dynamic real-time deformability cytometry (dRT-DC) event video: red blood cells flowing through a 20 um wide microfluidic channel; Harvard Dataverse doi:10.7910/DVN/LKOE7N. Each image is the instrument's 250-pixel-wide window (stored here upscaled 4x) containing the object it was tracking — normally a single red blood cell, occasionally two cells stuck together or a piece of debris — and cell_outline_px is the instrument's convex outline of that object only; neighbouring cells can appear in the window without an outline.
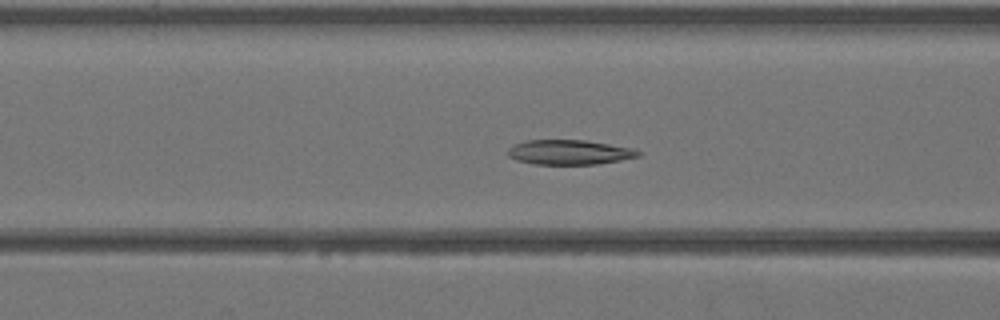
{"species": "Egyptian fruit bat (a non-hibernating species)", "species_latin": "Rousettus aegyptiacus", "temperature_condition": "warm", "stored_images_in_passage": 44, "camera_frame_rate_fps": 3000, "um_per_image_px": 0.085, "animal": {"sex": "female"}, "frame": {"image": 1, "passage_image": 17, "time_ms": 5.333, "image_size_px": [1000, 320], "cell_outline_px": [[640, 156], [620, 160], [596, 164], [532, 164], [516, 160], [508, 156], [508, 148], [524, 140], [584, 140], [632, 148], [640, 152]], "centroid_in_image_um": [48.36, 12.94], "position_along_channel_um": 118.2, "area_um2": 18.67}}
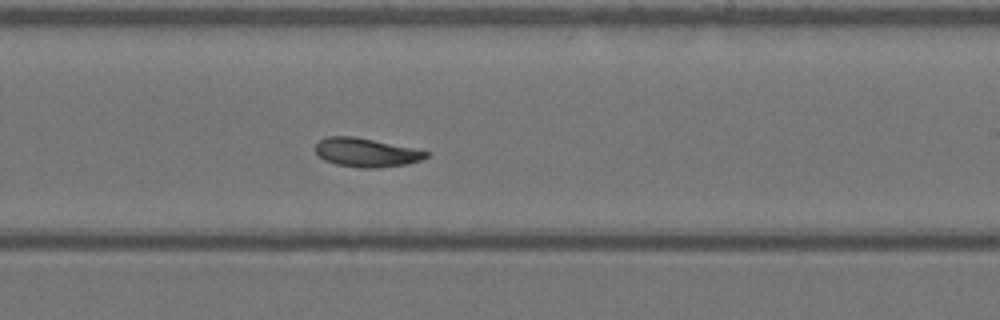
{"frame": {"image": 2, "passage_image": 26, "time_ms": 8.333, "image_size_px": [1000, 320], "cell_outline_px": [[428, 156], [420, 160], [408, 164], [380, 168], [360, 168], [336, 164], [324, 160], [316, 152], [316, 144], [320, 140], [328, 136], [352, 136], [412, 148], [428, 152]], "centroid_in_image_um": [31.11, 12.98], "position_along_channel_um": 257.9, "area_um2": 18.32}}
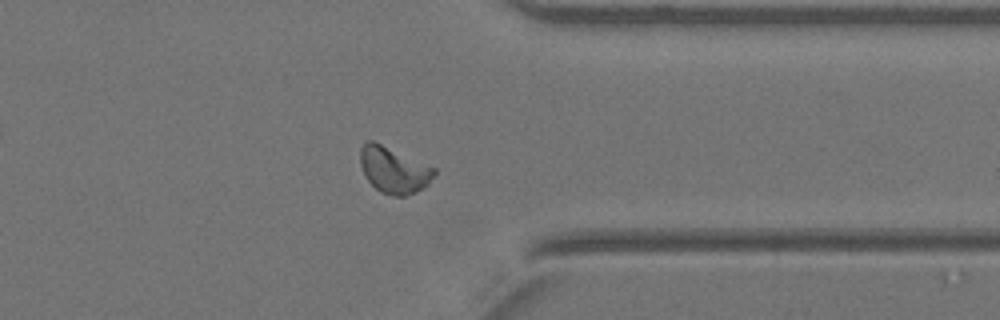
{"frame": {"image": 3, "passage_image": 34, "time_ms": 11.0, "image_size_px": [1000, 320], "cell_outline_px": [[436, 172], [428, 184], [416, 192], [404, 196], [392, 196], [380, 192], [364, 176], [360, 164], [360, 148], [368, 140], [372, 140], [436, 168]], "centroid_in_image_um": [33.46, 14.46], "position_along_channel_um": 377.9, "area_um2": 19.83}}